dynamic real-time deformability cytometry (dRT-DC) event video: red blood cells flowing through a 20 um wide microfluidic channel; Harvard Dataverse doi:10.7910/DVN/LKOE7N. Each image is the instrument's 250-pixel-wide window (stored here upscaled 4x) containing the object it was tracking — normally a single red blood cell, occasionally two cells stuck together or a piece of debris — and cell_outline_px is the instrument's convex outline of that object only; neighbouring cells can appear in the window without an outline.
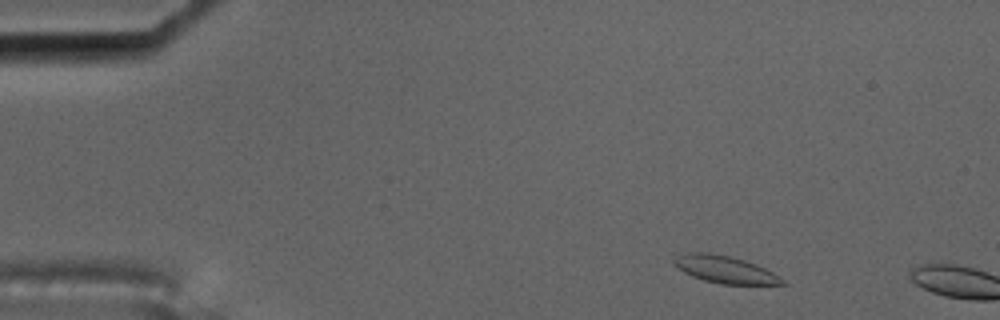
{"species": "common noctule bat (a hibernating species)", "species_latin": "Nyctalus noctula", "temperature_condition": "cold", "stored_images_in_passage": 2, "camera_frame_rate_fps": 3000, "um_per_image_px": 0.085, "animal": {"sex": "male", "body_mass_g": 17.5, "forearm_length_mm": 52.3}, "frame": {"image": 1, "passage_image": 1, "time_ms": 0.0, "image_size_px": [1000, 320], "cell_outline_px": [[788, 284], [720, 284], [704, 280], [692, 276], [684, 272], [672, 260], [676, 256], [688, 252], [708, 252], [732, 256], [756, 264], [772, 272], [784, 280]], "centroid_in_image_um": [61.62, 22.89], "position_along_channel_um": 23.4, "area_um2": 17.05}}